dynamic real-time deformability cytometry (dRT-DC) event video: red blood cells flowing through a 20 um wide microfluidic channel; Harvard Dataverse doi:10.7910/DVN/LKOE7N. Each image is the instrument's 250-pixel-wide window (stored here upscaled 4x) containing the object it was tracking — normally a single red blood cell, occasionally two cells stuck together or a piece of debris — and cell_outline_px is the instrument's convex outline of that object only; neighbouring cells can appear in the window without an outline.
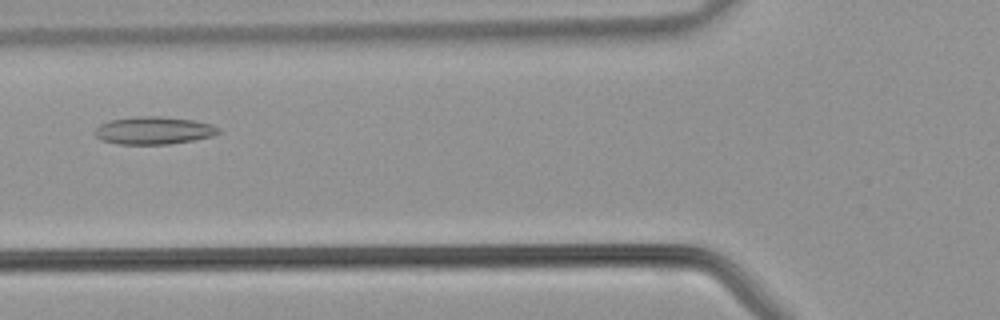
{"species": "common noctule bat (a hibernating species)", "species_latin": "Nyctalus noctula", "temperature_condition": "warm", "stored_images_in_passage": 34, "camera_frame_rate_fps": 3000, "um_per_image_px": 0.085, "animal": {"sex": "male", "body_mass_g": 21.5, "forearm_length_mm": 52.0}, "frame": {"image": 1, "passage_image": 8, "time_ms": 2.333, "image_size_px": [1000, 320], "cell_outline_px": [[220, 132], [212, 136], [192, 140], [168, 144], [116, 144], [100, 140], [92, 132], [100, 124], [108, 120], [140, 116], [160, 116], [196, 120], [212, 124], [220, 128]], "centroid_in_image_um": [13.04, 11.08], "position_along_channel_um": 112.8, "area_um2": 20.11}}
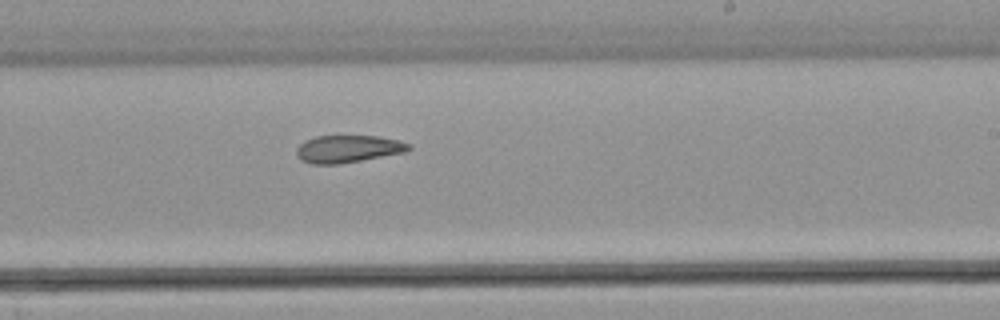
{"frame": {"image": 2, "passage_image": 17, "time_ms": 5.333, "image_size_px": [1000, 320], "cell_outline_px": [[412, 148], [404, 152], [360, 160], [336, 164], [312, 164], [300, 160], [296, 156], [296, 148], [304, 140], [316, 136], [376, 136], [400, 140], [408, 144]], "centroid_in_image_um": [29.52, 12.65], "position_along_channel_um": 259.5, "area_um2": 17.8}}
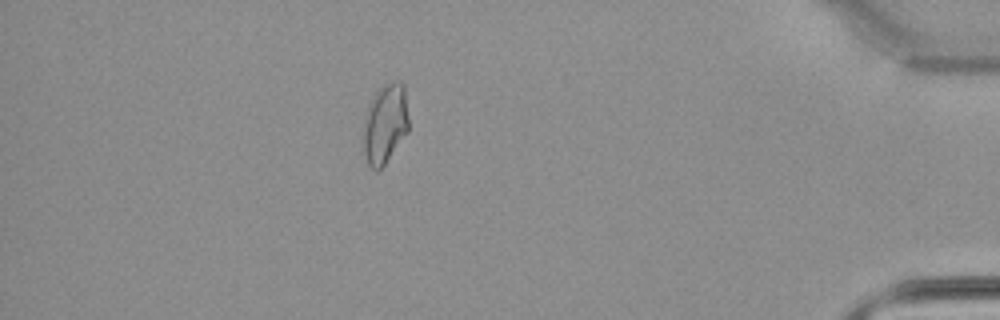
{"frame": {"image": 3, "passage_image": 29, "time_ms": 9.333, "image_size_px": [1000, 320], "cell_outline_px": [[408, 132], [384, 164], [376, 172], [368, 164], [364, 152], [364, 120], [368, 104], [376, 92], [384, 84], [400, 80], [404, 84], [408, 120]], "centroid_in_image_um": [32.74, 10.5], "position_along_channel_um": 402.5, "area_um2": 20.87}}